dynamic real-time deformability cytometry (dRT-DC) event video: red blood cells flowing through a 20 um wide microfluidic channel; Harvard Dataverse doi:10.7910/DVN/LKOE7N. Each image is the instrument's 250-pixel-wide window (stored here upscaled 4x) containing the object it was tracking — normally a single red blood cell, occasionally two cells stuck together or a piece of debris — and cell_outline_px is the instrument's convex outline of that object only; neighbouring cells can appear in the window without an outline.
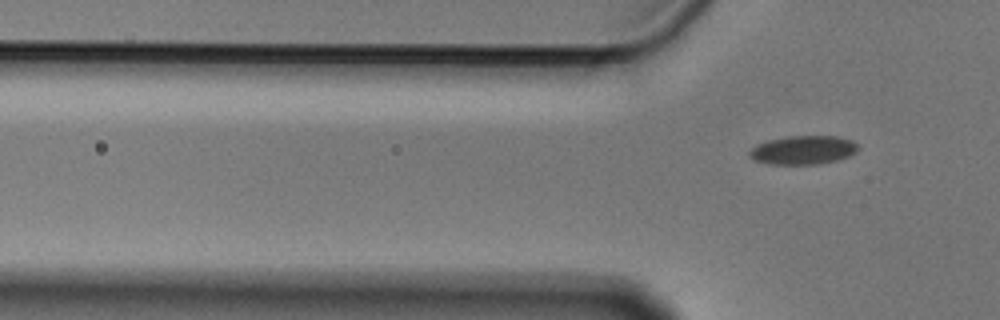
{"species": "Egyptian fruit bat (a non-hibernating species)", "species_latin": "Rousettus aegyptiacus", "temperature_condition": "cold", "stored_images_in_passage": 4, "camera_frame_rate_fps": 3000, "um_per_image_px": 0.085, "animal": {"sex": "male"}, "frame": {"image": 1, "passage_image": 4, "time_ms": 1.0, "image_size_px": [1000, 320], "cell_outline_px": [[860, 148], [856, 152], [848, 156], [836, 160], [816, 164], [768, 164], [752, 160], [748, 156], [748, 152], [756, 144], [768, 140], [788, 136], [836, 136], [852, 140]], "centroid_in_image_um": [68.23, 12.75], "position_along_channel_um": 57.6, "area_um2": 18.26}}